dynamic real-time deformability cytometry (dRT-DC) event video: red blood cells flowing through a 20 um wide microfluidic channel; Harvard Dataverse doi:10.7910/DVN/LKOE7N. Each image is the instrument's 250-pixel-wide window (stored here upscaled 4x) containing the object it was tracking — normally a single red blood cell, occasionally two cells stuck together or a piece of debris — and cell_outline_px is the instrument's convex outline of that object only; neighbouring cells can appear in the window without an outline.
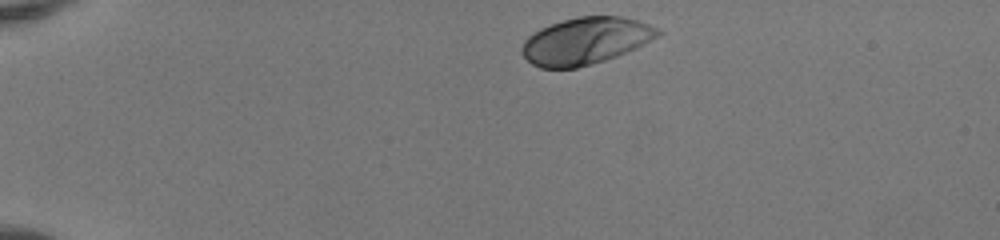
{"species": "human", "species_latin": "Homo sapiens", "temperature_condition": "room temperature", "stored_images_in_passage": 38, "camera_frame_rate_fps": 3000, "um_per_image_px": 0.085, "donor": {"sex": "female"}, "frame": {"image": 1, "passage_image": 1, "time_ms": 0.0, "image_size_px": [1000, 240], "cell_outline_px": [[664, 32], [644, 44], [636, 48], [616, 56], [592, 64], [576, 68], [540, 68], [532, 64], [520, 52], [520, 48], [524, 40], [528, 36], [540, 28], [564, 20], [580, 16], [620, 16], [636, 20], [648, 24]], "centroid_in_image_um": [49.75, 3.48], "position_along_channel_um": 35.3, "area_um2": 36.99}}
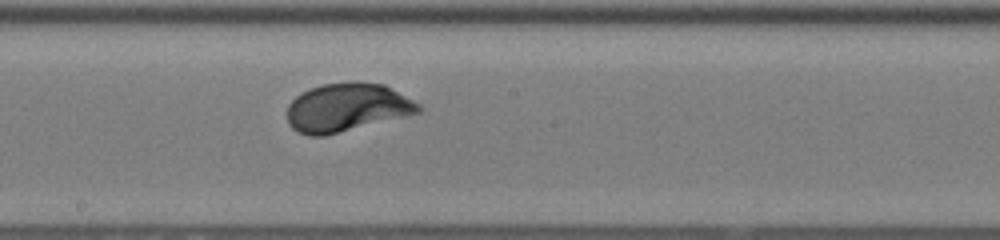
{"frame": {"image": 2, "passage_image": 20, "time_ms": 6.333, "image_size_px": [1000, 240], "cell_outline_px": [[424, 108], [420, 112], [324, 136], [308, 136], [296, 132], [288, 124], [288, 104], [296, 96], [312, 88], [324, 84], [384, 84], [420, 104]], "centroid_in_image_um": [29.47, 9.18], "position_along_channel_um": 218.7, "area_um2": 36.13}}
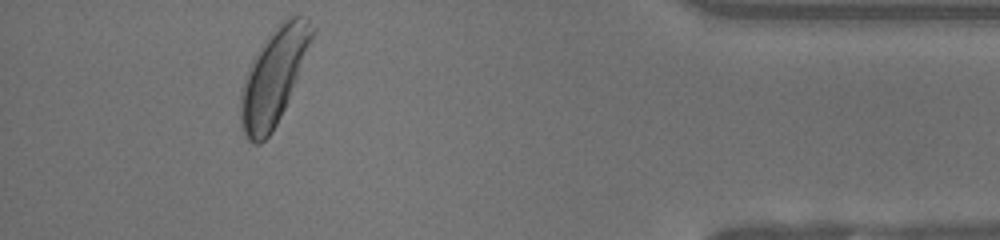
{"frame": {"image": 3, "passage_image": 37, "time_ms": 12.0, "image_size_px": [1000, 240], "cell_outline_px": [[316, 32], [288, 100], [272, 132], [260, 144], [252, 144], [248, 140], [240, 124], [240, 96], [244, 80], [252, 60], [260, 48], [272, 32], [288, 16], [308, 16], [316, 28]], "centroid_in_image_um": [23.29, 6.51], "position_along_channel_um": 411.9, "area_um2": 39.25}, "authors_computed_cell_mechanics": {"area_um2": 36.5585, "velocity_mm_per_s": 4.1049, "shape_relaxation_time_tau1_ms": 1.8051, "shape_relaxation_time_tau2_ms": null, "deformation_change_tau1": 0.1238, "deformation_change_tau2": null}}